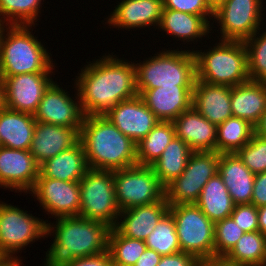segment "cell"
<instances>
[{
	"label": "cell",
	"mask_w": 266,
	"mask_h": 266,
	"mask_svg": "<svg viewBox=\"0 0 266 266\" xmlns=\"http://www.w3.org/2000/svg\"><path fill=\"white\" fill-rule=\"evenodd\" d=\"M259 232L266 235V205L257 207Z\"/></svg>",
	"instance_id": "bcb514c9"
},
{
	"label": "cell",
	"mask_w": 266,
	"mask_h": 266,
	"mask_svg": "<svg viewBox=\"0 0 266 266\" xmlns=\"http://www.w3.org/2000/svg\"><path fill=\"white\" fill-rule=\"evenodd\" d=\"M173 124L176 137L182 139L193 152L215 151L217 126L193 107L184 111Z\"/></svg>",
	"instance_id": "44dd1931"
},
{
	"label": "cell",
	"mask_w": 266,
	"mask_h": 266,
	"mask_svg": "<svg viewBox=\"0 0 266 266\" xmlns=\"http://www.w3.org/2000/svg\"><path fill=\"white\" fill-rule=\"evenodd\" d=\"M194 86H168L137 90L145 105L160 121H174L192 107Z\"/></svg>",
	"instance_id": "ac0fdd59"
},
{
	"label": "cell",
	"mask_w": 266,
	"mask_h": 266,
	"mask_svg": "<svg viewBox=\"0 0 266 266\" xmlns=\"http://www.w3.org/2000/svg\"><path fill=\"white\" fill-rule=\"evenodd\" d=\"M46 222V233L54 236L46 252L44 266H66L75 259L107 251L110 227L98 220L80 216L59 217ZM55 225V226H54Z\"/></svg>",
	"instance_id": "7a4b0ae2"
},
{
	"label": "cell",
	"mask_w": 266,
	"mask_h": 266,
	"mask_svg": "<svg viewBox=\"0 0 266 266\" xmlns=\"http://www.w3.org/2000/svg\"><path fill=\"white\" fill-rule=\"evenodd\" d=\"M29 194L34 195L47 215L51 214L54 218L79 216V182L37 177Z\"/></svg>",
	"instance_id": "9a60e30c"
},
{
	"label": "cell",
	"mask_w": 266,
	"mask_h": 266,
	"mask_svg": "<svg viewBox=\"0 0 266 266\" xmlns=\"http://www.w3.org/2000/svg\"><path fill=\"white\" fill-rule=\"evenodd\" d=\"M135 64L136 89L195 86L196 61L193 50H164Z\"/></svg>",
	"instance_id": "8992f818"
},
{
	"label": "cell",
	"mask_w": 266,
	"mask_h": 266,
	"mask_svg": "<svg viewBox=\"0 0 266 266\" xmlns=\"http://www.w3.org/2000/svg\"><path fill=\"white\" fill-rule=\"evenodd\" d=\"M236 154L254 174L266 172V138L254 133L251 140Z\"/></svg>",
	"instance_id": "74e56055"
},
{
	"label": "cell",
	"mask_w": 266,
	"mask_h": 266,
	"mask_svg": "<svg viewBox=\"0 0 266 266\" xmlns=\"http://www.w3.org/2000/svg\"><path fill=\"white\" fill-rule=\"evenodd\" d=\"M79 140L90 169L114 171L137 164L136 143L104 115L85 116Z\"/></svg>",
	"instance_id": "3957f363"
},
{
	"label": "cell",
	"mask_w": 266,
	"mask_h": 266,
	"mask_svg": "<svg viewBox=\"0 0 266 266\" xmlns=\"http://www.w3.org/2000/svg\"><path fill=\"white\" fill-rule=\"evenodd\" d=\"M196 266H234L222 258L199 260Z\"/></svg>",
	"instance_id": "7dc6e473"
},
{
	"label": "cell",
	"mask_w": 266,
	"mask_h": 266,
	"mask_svg": "<svg viewBox=\"0 0 266 266\" xmlns=\"http://www.w3.org/2000/svg\"><path fill=\"white\" fill-rule=\"evenodd\" d=\"M215 259L223 258L238 242L244 231L231 218H225L215 223Z\"/></svg>",
	"instance_id": "f35d334b"
},
{
	"label": "cell",
	"mask_w": 266,
	"mask_h": 266,
	"mask_svg": "<svg viewBox=\"0 0 266 266\" xmlns=\"http://www.w3.org/2000/svg\"><path fill=\"white\" fill-rule=\"evenodd\" d=\"M192 107L216 126L232 115L231 87L195 81L192 91Z\"/></svg>",
	"instance_id": "ffe728a7"
},
{
	"label": "cell",
	"mask_w": 266,
	"mask_h": 266,
	"mask_svg": "<svg viewBox=\"0 0 266 266\" xmlns=\"http://www.w3.org/2000/svg\"><path fill=\"white\" fill-rule=\"evenodd\" d=\"M79 216L98 220L113 228L120 214L116 201L114 172L89 169L79 181Z\"/></svg>",
	"instance_id": "ba28073f"
},
{
	"label": "cell",
	"mask_w": 266,
	"mask_h": 266,
	"mask_svg": "<svg viewBox=\"0 0 266 266\" xmlns=\"http://www.w3.org/2000/svg\"><path fill=\"white\" fill-rule=\"evenodd\" d=\"M168 210L169 204L166 199L122 210L114 228L125 237L144 241Z\"/></svg>",
	"instance_id": "603a6c76"
},
{
	"label": "cell",
	"mask_w": 266,
	"mask_h": 266,
	"mask_svg": "<svg viewBox=\"0 0 266 266\" xmlns=\"http://www.w3.org/2000/svg\"><path fill=\"white\" fill-rule=\"evenodd\" d=\"M146 249L143 240L125 237L114 227L110 229L107 250L113 266H134Z\"/></svg>",
	"instance_id": "836d02e7"
},
{
	"label": "cell",
	"mask_w": 266,
	"mask_h": 266,
	"mask_svg": "<svg viewBox=\"0 0 266 266\" xmlns=\"http://www.w3.org/2000/svg\"><path fill=\"white\" fill-rule=\"evenodd\" d=\"M5 95H4V86L3 82L0 79V111L5 108Z\"/></svg>",
	"instance_id": "816d5d0a"
},
{
	"label": "cell",
	"mask_w": 266,
	"mask_h": 266,
	"mask_svg": "<svg viewBox=\"0 0 266 266\" xmlns=\"http://www.w3.org/2000/svg\"><path fill=\"white\" fill-rule=\"evenodd\" d=\"M176 136L172 121H159L156 126L136 144L137 164L151 166Z\"/></svg>",
	"instance_id": "d6a6232c"
},
{
	"label": "cell",
	"mask_w": 266,
	"mask_h": 266,
	"mask_svg": "<svg viewBox=\"0 0 266 266\" xmlns=\"http://www.w3.org/2000/svg\"><path fill=\"white\" fill-rule=\"evenodd\" d=\"M163 9L177 10L193 15H214L204 0H163Z\"/></svg>",
	"instance_id": "60d3db41"
},
{
	"label": "cell",
	"mask_w": 266,
	"mask_h": 266,
	"mask_svg": "<svg viewBox=\"0 0 266 266\" xmlns=\"http://www.w3.org/2000/svg\"><path fill=\"white\" fill-rule=\"evenodd\" d=\"M86 154L80 140L39 166V176L56 180L79 182L89 170Z\"/></svg>",
	"instance_id": "d4e9b609"
},
{
	"label": "cell",
	"mask_w": 266,
	"mask_h": 266,
	"mask_svg": "<svg viewBox=\"0 0 266 266\" xmlns=\"http://www.w3.org/2000/svg\"><path fill=\"white\" fill-rule=\"evenodd\" d=\"M87 63L90 64L78 72L73 86L85 116L105 115L119 102L138 95L134 62L108 53Z\"/></svg>",
	"instance_id": "6da1fadb"
},
{
	"label": "cell",
	"mask_w": 266,
	"mask_h": 266,
	"mask_svg": "<svg viewBox=\"0 0 266 266\" xmlns=\"http://www.w3.org/2000/svg\"><path fill=\"white\" fill-rule=\"evenodd\" d=\"M44 1V0H43ZM42 0H0L2 25H35Z\"/></svg>",
	"instance_id": "d590c367"
},
{
	"label": "cell",
	"mask_w": 266,
	"mask_h": 266,
	"mask_svg": "<svg viewBox=\"0 0 266 266\" xmlns=\"http://www.w3.org/2000/svg\"><path fill=\"white\" fill-rule=\"evenodd\" d=\"M22 259L0 256V266H21Z\"/></svg>",
	"instance_id": "681fc988"
},
{
	"label": "cell",
	"mask_w": 266,
	"mask_h": 266,
	"mask_svg": "<svg viewBox=\"0 0 266 266\" xmlns=\"http://www.w3.org/2000/svg\"><path fill=\"white\" fill-rule=\"evenodd\" d=\"M220 153L193 152L182 174L165 186L169 205L195 204L204 185L218 173Z\"/></svg>",
	"instance_id": "30bf717a"
},
{
	"label": "cell",
	"mask_w": 266,
	"mask_h": 266,
	"mask_svg": "<svg viewBox=\"0 0 266 266\" xmlns=\"http://www.w3.org/2000/svg\"><path fill=\"white\" fill-rule=\"evenodd\" d=\"M36 120L34 115L26 112L4 108L0 111V143L1 146L30 150Z\"/></svg>",
	"instance_id": "83f0119b"
},
{
	"label": "cell",
	"mask_w": 266,
	"mask_h": 266,
	"mask_svg": "<svg viewBox=\"0 0 266 266\" xmlns=\"http://www.w3.org/2000/svg\"><path fill=\"white\" fill-rule=\"evenodd\" d=\"M161 257L156 251L147 248L134 266H157Z\"/></svg>",
	"instance_id": "f6af8a7d"
},
{
	"label": "cell",
	"mask_w": 266,
	"mask_h": 266,
	"mask_svg": "<svg viewBox=\"0 0 266 266\" xmlns=\"http://www.w3.org/2000/svg\"><path fill=\"white\" fill-rule=\"evenodd\" d=\"M181 252L198 260L215 259V223L196 204L169 205Z\"/></svg>",
	"instance_id": "52a82bcc"
},
{
	"label": "cell",
	"mask_w": 266,
	"mask_h": 266,
	"mask_svg": "<svg viewBox=\"0 0 266 266\" xmlns=\"http://www.w3.org/2000/svg\"><path fill=\"white\" fill-rule=\"evenodd\" d=\"M8 27V28H7ZM33 25H3L0 30V79L47 72L54 64L45 46L34 36ZM7 32V33H6Z\"/></svg>",
	"instance_id": "277c9868"
},
{
	"label": "cell",
	"mask_w": 266,
	"mask_h": 266,
	"mask_svg": "<svg viewBox=\"0 0 266 266\" xmlns=\"http://www.w3.org/2000/svg\"><path fill=\"white\" fill-rule=\"evenodd\" d=\"M199 260L185 252L162 256L157 266H196Z\"/></svg>",
	"instance_id": "b9f144b4"
},
{
	"label": "cell",
	"mask_w": 266,
	"mask_h": 266,
	"mask_svg": "<svg viewBox=\"0 0 266 266\" xmlns=\"http://www.w3.org/2000/svg\"><path fill=\"white\" fill-rule=\"evenodd\" d=\"M255 133L266 138V111L262 114L260 121L255 126Z\"/></svg>",
	"instance_id": "c3c4849f"
},
{
	"label": "cell",
	"mask_w": 266,
	"mask_h": 266,
	"mask_svg": "<svg viewBox=\"0 0 266 266\" xmlns=\"http://www.w3.org/2000/svg\"><path fill=\"white\" fill-rule=\"evenodd\" d=\"M54 67L47 72L13 75L2 80L6 108L34 114L45 90L54 81L50 77Z\"/></svg>",
	"instance_id": "5bb4252c"
},
{
	"label": "cell",
	"mask_w": 266,
	"mask_h": 266,
	"mask_svg": "<svg viewBox=\"0 0 266 266\" xmlns=\"http://www.w3.org/2000/svg\"><path fill=\"white\" fill-rule=\"evenodd\" d=\"M222 259L234 266H265L266 235L259 231L244 232Z\"/></svg>",
	"instance_id": "4dcf8cb0"
},
{
	"label": "cell",
	"mask_w": 266,
	"mask_h": 266,
	"mask_svg": "<svg viewBox=\"0 0 266 266\" xmlns=\"http://www.w3.org/2000/svg\"><path fill=\"white\" fill-rule=\"evenodd\" d=\"M231 110L255 127L266 111V82L248 80L231 87Z\"/></svg>",
	"instance_id": "484cf974"
},
{
	"label": "cell",
	"mask_w": 266,
	"mask_h": 266,
	"mask_svg": "<svg viewBox=\"0 0 266 266\" xmlns=\"http://www.w3.org/2000/svg\"><path fill=\"white\" fill-rule=\"evenodd\" d=\"M39 166L29 150L0 146V188L29 193L39 176Z\"/></svg>",
	"instance_id": "2e32d148"
},
{
	"label": "cell",
	"mask_w": 266,
	"mask_h": 266,
	"mask_svg": "<svg viewBox=\"0 0 266 266\" xmlns=\"http://www.w3.org/2000/svg\"><path fill=\"white\" fill-rule=\"evenodd\" d=\"M251 204L255 207L266 205V172L255 174Z\"/></svg>",
	"instance_id": "7bdbcfd3"
},
{
	"label": "cell",
	"mask_w": 266,
	"mask_h": 266,
	"mask_svg": "<svg viewBox=\"0 0 266 266\" xmlns=\"http://www.w3.org/2000/svg\"><path fill=\"white\" fill-rule=\"evenodd\" d=\"M207 6L214 12L224 0H204Z\"/></svg>",
	"instance_id": "f907efd6"
},
{
	"label": "cell",
	"mask_w": 266,
	"mask_h": 266,
	"mask_svg": "<svg viewBox=\"0 0 266 266\" xmlns=\"http://www.w3.org/2000/svg\"><path fill=\"white\" fill-rule=\"evenodd\" d=\"M66 266H113V263L107 250L94 256L75 259L72 263Z\"/></svg>",
	"instance_id": "ee69618b"
},
{
	"label": "cell",
	"mask_w": 266,
	"mask_h": 266,
	"mask_svg": "<svg viewBox=\"0 0 266 266\" xmlns=\"http://www.w3.org/2000/svg\"><path fill=\"white\" fill-rule=\"evenodd\" d=\"M79 140L74 128L37 121L30 147V153L40 165L60 152L72 147Z\"/></svg>",
	"instance_id": "7402d4cb"
},
{
	"label": "cell",
	"mask_w": 266,
	"mask_h": 266,
	"mask_svg": "<svg viewBox=\"0 0 266 266\" xmlns=\"http://www.w3.org/2000/svg\"><path fill=\"white\" fill-rule=\"evenodd\" d=\"M230 217L244 232L259 231L258 210L252 204L235 205Z\"/></svg>",
	"instance_id": "ab89813d"
},
{
	"label": "cell",
	"mask_w": 266,
	"mask_h": 266,
	"mask_svg": "<svg viewBox=\"0 0 266 266\" xmlns=\"http://www.w3.org/2000/svg\"><path fill=\"white\" fill-rule=\"evenodd\" d=\"M218 174L235 205L251 204L255 174L242 162L236 153H221Z\"/></svg>",
	"instance_id": "cb8c5ba5"
},
{
	"label": "cell",
	"mask_w": 266,
	"mask_h": 266,
	"mask_svg": "<svg viewBox=\"0 0 266 266\" xmlns=\"http://www.w3.org/2000/svg\"><path fill=\"white\" fill-rule=\"evenodd\" d=\"M144 242L147 248L156 251L161 256L181 252L175 221L169 211L160 218Z\"/></svg>",
	"instance_id": "e575fe53"
},
{
	"label": "cell",
	"mask_w": 266,
	"mask_h": 266,
	"mask_svg": "<svg viewBox=\"0 0 266 266\" xmlns=\"http://www.w3.org/2000/svg\"><path fill=\"white\" fill-rule=\"evenodd\" d=\"M104 116L136 144L160 121L139 95L119 102Z\"/></svg>",
	"instance_id": "e0dca14e"
},
{
	"label": "cell",
	"mask_w": 266,
	"mask_h": 266,
	"mask_svg": "<svg viewBox=\"0 0 266 266\" xmlns=\"http://www.w3.org/2000/svg\"><path fill=\"white\" fill-rule=\"evenodd\" d=\"M27 212L17 206L0 203V256L20 259L14 255L16 252L18 254L28 244L45 238L47 221Z\"/></svg>",
	"instance_id": "8fae6325"
},
{
	"label": "cell",
	"mask_w": 266,
	"mask_h": 266,
	"mask_svg": "<svg viewBox=\"0 0 266 266\" xmlns=\"http://www.w3.org/2000/svg\"><path fill=\"white\" fill-rule=\"evenodd\" d=\"M256 31L244 40L247 50L248 73L250 80L266 82V30Z\"/></svg>",
	"instance_id": "8d00e7d4"
},
{
	"label": "cell",
	"mask_w": 266,
	"mask_h": 266,
	"mask_svg": "<svg viewBox=\"0 0 266 266\" xmlns=\"http://www.w3.org/2000/svg\"><path fill=\"white\" fill-rule=\"evenodd\" d=\"M255 133V127L248 121L231 116L217 125L215 151L217 153H236L245 146Z\"/></svg>",
	"instance_id": "1f68e13d"
},
{
	"label": "cell",
	"mask_w": 266,
	"mask_h": 266,
	"mask_svg": "<svg viewBox=\"0 0 266 266\" xmlns=\"http://www.w3.org/2000/svg\"><path fill=\"white\" fill-rule=\"evenodd\" d=\"M213 17L214 15H193L177 10L163 9L158 29L161 28L163 32L165 31L183 42L194 40L196 42V40L208 36L214 27L213 23L210 24L209 21L210 19L213 21Z\"/></svg>",
	"instance_id": "4316f807"
},
{
	"label": "cell",
	"mask_w": 266,
	"mask_h": 266,
	"mask_svg": "<svg viewBox=\"0 0 266 266\" xmlns=\"http://www.w3.org/2000/svg\"><path fill=\"white\" fill-rule=\"evenodd\" d=\"M263 4V0H224L214 11V21L220 27L219 39L244 41L261 30Z\"/></svg>",
	"instance_id": "7c38bea8"
},
{
	"label": "cell",
	"mask_w": 266,
	"mask_h": 266,
	"mask_svg": "<svg viewBox=\"0 0 266 266\" xmlns=\"http://www.w3.org/2000/svg\"><path fill=\"white\" fill-rule=\"evenodd\" d=\"M163 12V0H122L107 18V24L121 29L157 26Z\"/></svg>",
	"instance_id": "d6986e66"
},
{
	"label": "cell",
	"mask_w": 266,
	"mask_h": 266,
	"mask_svg": "<svg viewBox=\"0 0 266 266\" xmlns=\"http://www.w3.org/2000/svg\"><path fill=\"white\" fill-rule=\"evenodd\" d=\"M214 45L206 52L193 48L197 80L229 87L250 80L247 50L243 41L219 40Z\"/></svg>",
	"instance_id": "5b68a950"
},
{
	"label": "cell",
	"mask_w": 266,
	"mask_h": 266,
	"mask_svg": "<svg viewBox=\"0 0 266 266\" xmlns=\"http://www.w3.org/2000/svg\"><path fill=\"white\" fill-rule=\"evenodd\" d=\"M192 153L191 148L175 136L151 167L160 182L166 186L182 174Z\"/></svg>",
	"instance_id": "f546056e"
},
{
	"label": "cell",
	"mask_w": 266,
	"mask_h": 266,
	"mask_svg": "<svg viewBox=\"0 0 266 266\" xmlns=\"http://www.w3.org/2000/svg\"><path fill=\"white\" fill-rule=\"evenodd\" d=\"M113 172L116 201L120 211L165 199V186L151 166L136 164Z\"/></svg>",
	"instance_id": "9c48e42d"
},
{
	"label": "cell",
	"mask_w": 266,
	"mask_h": 266,
	"mask_svg": "<svg viewBox=\"0 0 266 266\" xmlns=\"http://www.w3.org/2000/svg\"><path fill=\"white\" fill-rule=\"evenodd\" d=\"M69 95L53 81L45 90L37 111L33 114L34 119L42 123L74 128L79 133L85 115L78 92L76 99Z\"/></svg>",
	"instance_id": "4fadbf2b"
},
{
	"label": "cell",
	"mask_w": 266,
	"mask_h": 266,
	"mask_svg": "<svg viewBox=\"0 0 266 266\" xmlns=\"http://www.w3.org/2000/svg\"><path fill=\"white\" fill-rule=\"evenodd\" d=\"M195 204L214 223L230 217L235 207L232 197L218 173L204 185Z\"/></svg>",
	"instance_id": "f1b7e54d"
}]
</instances>
